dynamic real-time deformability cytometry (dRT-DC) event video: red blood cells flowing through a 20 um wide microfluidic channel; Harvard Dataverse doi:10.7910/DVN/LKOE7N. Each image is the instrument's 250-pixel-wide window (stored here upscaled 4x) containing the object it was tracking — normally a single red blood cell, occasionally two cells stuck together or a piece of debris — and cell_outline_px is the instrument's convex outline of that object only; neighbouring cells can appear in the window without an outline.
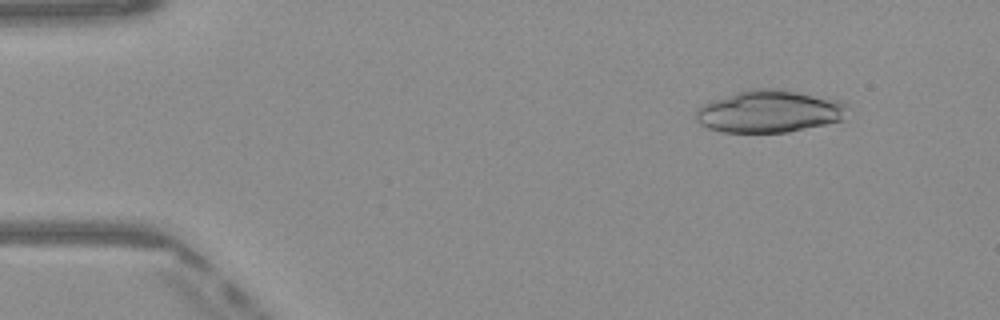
{"species": "Egyptian fruit bat (a non-hibernating species)", "species_latin": "Rousettus aegyptiacus", "temperature_condition": "warm", "stored_images_in_passage": 48, "camera_frame_rate_fps": 3000, "um_per_image_px": 0.085, "frame": {"image": 1, "passage_image": 5, "time_ms": 1.333, "image_size_px": [1000, 320], "cell_outline_px": [[848, 104], [844, 120], [788, 132], [724, 132], [708, 128], [700, 124], [696, 120], [696, 112], [704, 104], [712, 100], [748, 88], [780, 88], [840, 100]], "centroid_in_image_um": [65.42, 9.45], "position_along_channel_um": 19.6, "area_um2": 37.51}}